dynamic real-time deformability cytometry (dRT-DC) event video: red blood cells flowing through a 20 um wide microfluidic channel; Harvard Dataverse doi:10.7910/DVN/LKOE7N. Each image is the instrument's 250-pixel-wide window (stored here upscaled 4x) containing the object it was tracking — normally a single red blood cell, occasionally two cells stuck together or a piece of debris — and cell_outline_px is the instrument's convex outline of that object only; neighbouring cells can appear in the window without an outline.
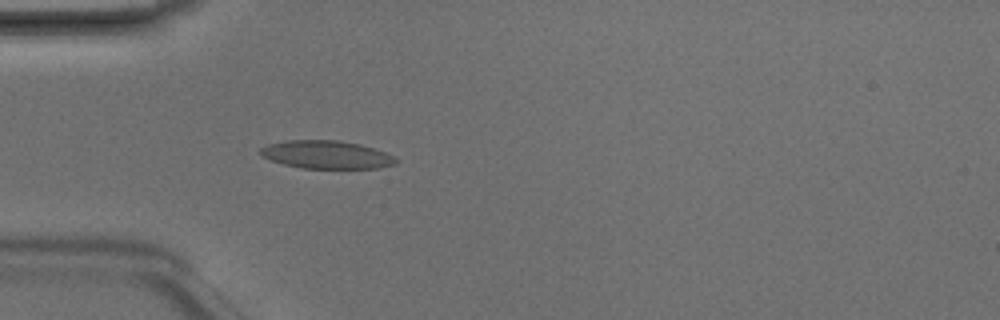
{"species": "Egyptian fruit bat (a non-hibernating species)", "species_latin": "Rousettus aegyptiacus", "temperature_condition": "room temperature", "stored_images_in_passage": 4, "camera_frame_rate_fps": 3000, "um_per_image_px": 0.085, "animal": {"sex": "male"}, "frame": {"image": 1, "passage_image": 4, "time_ms": 1.0, "image_size_px": [1000, 320], "cell_outline_px": [[396, 164], [376, 168], [300, 168], [284, 164], [272, 160], [264, 156], [260, 152], [260, 148], [268, 144], [288, 140], [336, 140], [360, 144], [384, 152], [392, 156], [396, 160]], "centroid_in_image_um": [27.73, 13.14], "position_along_channel_um": 57.3, "area_um2": 21.79}}